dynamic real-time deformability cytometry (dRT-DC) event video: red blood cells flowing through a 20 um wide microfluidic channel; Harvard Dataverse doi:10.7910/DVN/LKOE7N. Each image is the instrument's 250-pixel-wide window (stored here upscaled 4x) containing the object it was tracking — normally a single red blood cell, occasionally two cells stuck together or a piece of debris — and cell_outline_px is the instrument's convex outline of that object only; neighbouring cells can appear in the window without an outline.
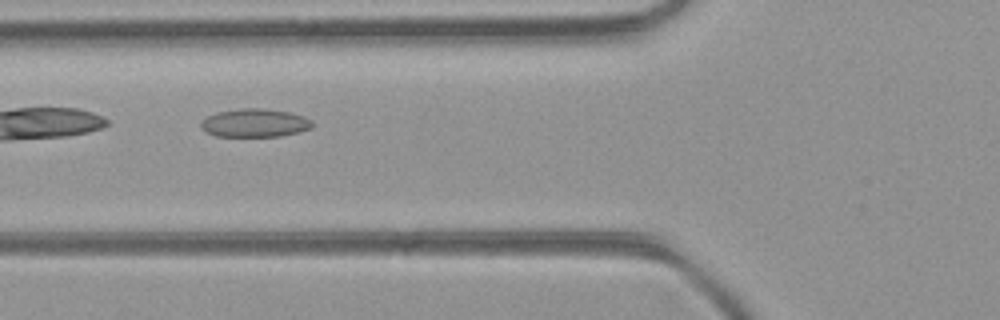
{"species": "common noctule bat (a hibernating species)", "species_latin": "Nyctalus noctula", "temperature_condition": "room temperature", "stored_images_in_passage": 5, "camera_frame_rate_fps": 3000, "um_per_image_px": 0.085, "animal": {"sex": "female", "body_mass_g": 21.9}, "frame": {"image": 1, "passage_image": 5, "time_ms": 1.333, "image_size_px": [1000, 320], "cell_outline_px": [[312, 128], [300, 132], [280, 136], [216, 136], [200, 128], [200, 124], [208, 116], [216, 112], [240, 108], [264, 108], [288, 112], [304, 116], [312, 120]], "centroid_in_image_um": [21.68, 10.44], "position_along_channel_um": 104.1, "area_um2": 18.38}}